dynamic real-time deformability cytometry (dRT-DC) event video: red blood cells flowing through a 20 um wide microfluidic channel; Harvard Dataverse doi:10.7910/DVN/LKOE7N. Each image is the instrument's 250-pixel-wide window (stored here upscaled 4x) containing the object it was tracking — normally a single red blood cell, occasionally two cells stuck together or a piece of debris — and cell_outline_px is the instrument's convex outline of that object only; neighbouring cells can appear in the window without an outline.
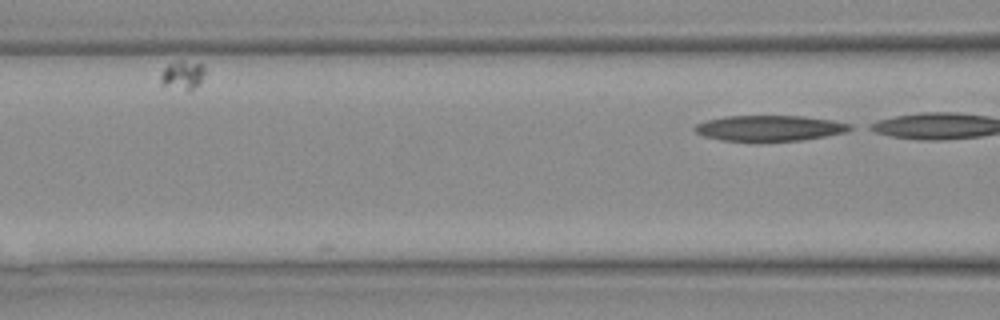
{"species": "Egyptian fruit bat (a non-hibernating species)", "species_latin": "Rousettus aegyptiacus", "temperature_condition": "warm", "stored_images_in_passage": 7, "camera_frame_rate_fps": 3000, "um_per_image_px": 0.085, "animal": {"sex": "female"}, "frame": {"image": 1, "passage_image": 7, "time_ms": 2.0, "image_size_px": [1000, 320], "cell_outline_px": [[856, 128], [848, 132], [800, 140], [720, 140], [704, 136], [696, 132], [692, 128], [696, 124], [708, 120], [728, 116], [804, 116], [832, 120], [852, 124]], "centroid_in_image_um": [65.47, 10.88], "position_along_channel_um": 101.1, "area_um2": 22.95}}